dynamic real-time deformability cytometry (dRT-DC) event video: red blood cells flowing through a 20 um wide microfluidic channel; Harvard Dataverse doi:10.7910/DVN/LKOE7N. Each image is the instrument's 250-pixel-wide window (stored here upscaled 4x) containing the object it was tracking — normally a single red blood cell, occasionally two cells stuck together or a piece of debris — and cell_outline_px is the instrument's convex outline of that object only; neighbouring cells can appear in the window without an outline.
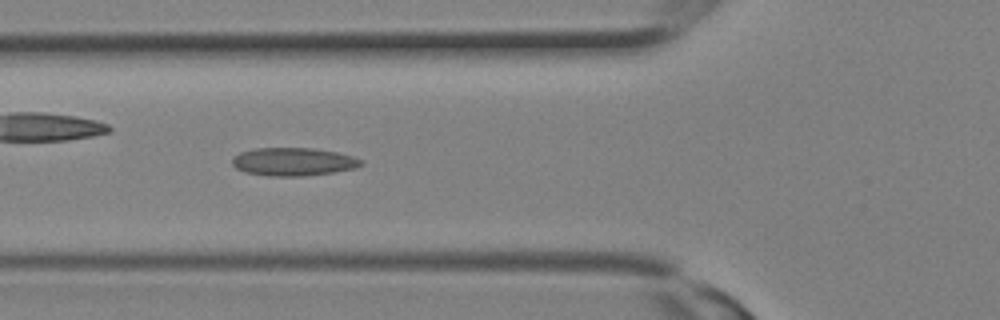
{"species": "Egyptian fruit bat (a non-hibernating species)", "species_latin": "Rousettus aegyptiacus", "temperature_condition": "room temperature", "stored_images_in_passage": 18, "camera_frame_rate_fps": 3000, "um_per_image_px": 0.085, "animal": {"sex": "female"}, "frame": {"image": 1, "passage_image": 11, "time_ms": 3.333, "image_size_px": [1000, 320], "cell_outline_px": [[364, 164], [356, 168], [332, 172], [304, 176], [272, 176], [244, 172], [236, 168], [232, 164], [232, 156], [240, 152], [256, 148], [312, 148], [336, 152], [352, 156], [364, 160]], "centroid_in_image_um": [24.93, 13.74], "position_along_channel_um": 100.9, "area_um2": 21.15}}
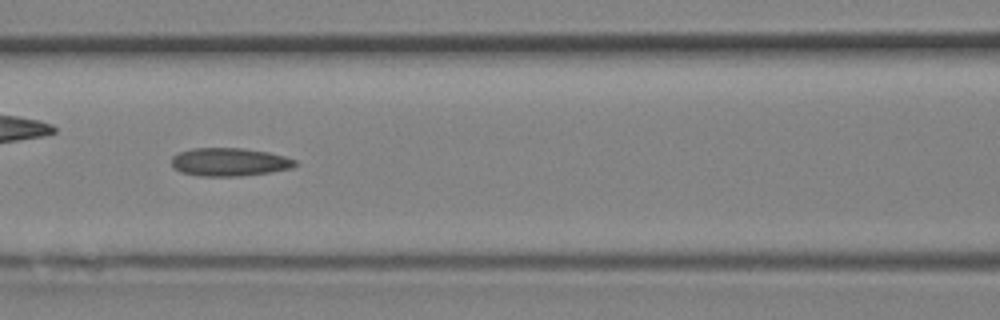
{"frame": {"image": 2, "passage_image": 13, "time_ms": 4.0, "image_size_px": [1000, 320], "cell_outline_px": [[300, 164], [292, 168], [272, 172], [240, 176], [200, 176], [180, 172], [172, 168], [172, 156], [176, 152], [192, 148], [240, 148], [268, 152], [284, 156], [296, 160]], "centroid_in_image_um": [19.49, 13.77], "position_along_channel_um": 147.1, "area_um2": 20.58}}